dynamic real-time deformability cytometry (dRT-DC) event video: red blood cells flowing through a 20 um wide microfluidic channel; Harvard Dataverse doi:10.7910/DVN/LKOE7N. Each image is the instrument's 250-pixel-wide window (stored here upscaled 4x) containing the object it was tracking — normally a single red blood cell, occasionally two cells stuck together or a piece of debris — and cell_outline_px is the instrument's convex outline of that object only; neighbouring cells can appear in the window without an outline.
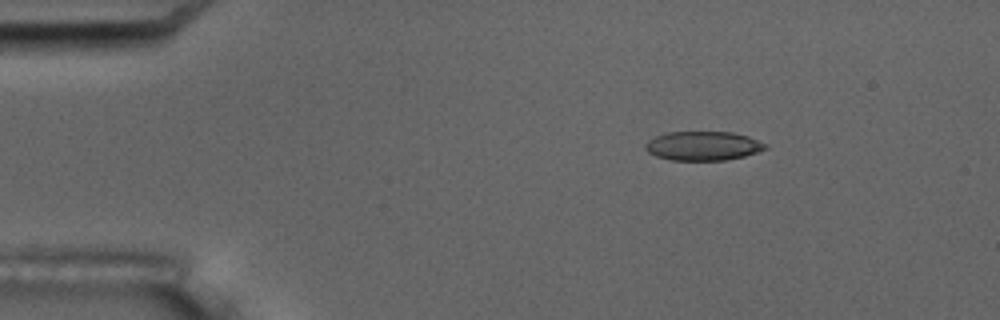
{"species": "common noctule bat (a hibernating species)", "species_latin": "Nyctalus noctula", "temperature_condition": "room temperature", "stored_images_in_passage": 12, "camera_frame_rate_fps": 3000, "um_per_image_px": 0.085, "animal": {"sex": "male", "body_mass_g": 17.5, "forearm_length_mm": 52.3}, "frame": {"image": 1, "passage_image": 3, "time_ms": 2.333, "image_size_px": [1000, 320], "cell_outline_px": [[768, 148], [744, 156], [724, 160], [672, 160], [656, 156], [648, 152], [644, 148], [644, 144], [648, 140], [656, 136], [668, 132], [732, 132], [748, 136], [768, 144]], "centroid_in_image_um": [59.76, 12.39], "position_along_channel_um": 25.2, "area_um2": 20.35}}
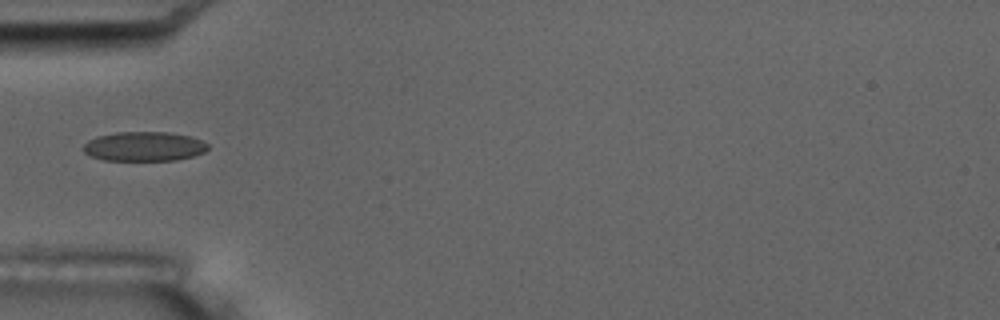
{"frame": {"image": 2, "passage_image": 6, "time_ms": 5.667, "image_size_px": [1000, 320], "cell_outline_px": [[208, 148], [204, 152], [192, 156], [176, 160], [104, 160], [92, 156], [84, 152], [84, 144], [88, 140], [96, 136], [116, 132], [168, 132], [192, 136], [208, 144]], "centroid_in_image_um": [12.25, 12.43], "position_along_channel_um": 72.8, "area_um2": 21.33}}
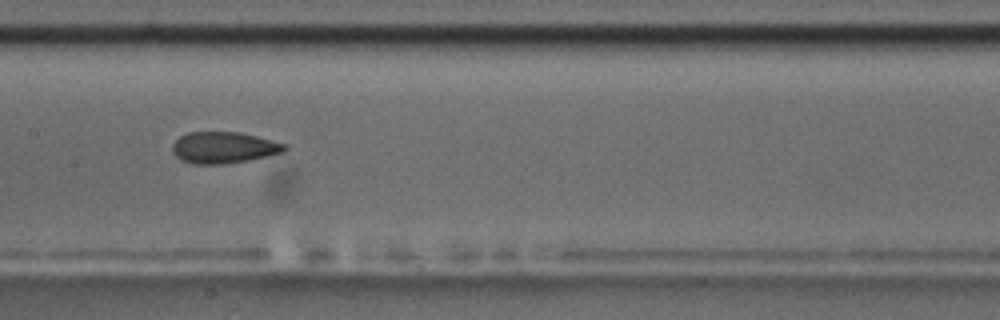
{"frame": {"image": 3, "passage_image": 9, "time_ms": 9.0, "image_size_px": [1000, 320], "cell_outline_px": [[288, 148], [284, 152], [268, 156], [248, 160], [220, 164], [192, 164], [180, 160], [172, 152], [172, 144], [180, 136], [188, 132], [240, 132], [288, 144]], "centroid_in_image_um": [19.02, 12.54], "position_along_channel_um": 188.4, "area_um2": 20.69}}